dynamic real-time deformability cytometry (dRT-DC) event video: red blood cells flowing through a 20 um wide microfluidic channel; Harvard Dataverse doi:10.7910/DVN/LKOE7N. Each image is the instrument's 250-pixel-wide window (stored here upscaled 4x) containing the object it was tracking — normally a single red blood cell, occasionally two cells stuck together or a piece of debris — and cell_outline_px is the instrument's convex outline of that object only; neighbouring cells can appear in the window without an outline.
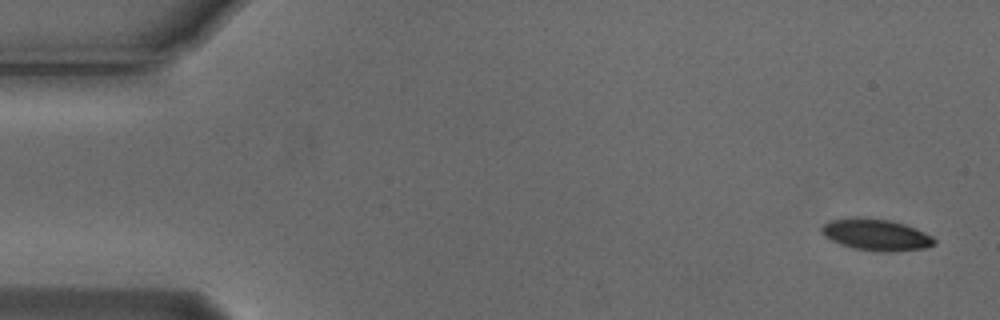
{"species": "Egyptian fruit bat (a non-hibernating species)", "species_latin": "Rousettus aegyptiacus", "temperature_condition": "cold", "stored_images_in_passage": 7, "camera_frame_rate_fps": 3000, "um_per_image_px": 0.085, "animal": {"sex": "male"}, "frame": {"image": 1, "passage_image": 1, "time_ms": 0.0, "image_size_px": [1000, 320], "cell_outline_px": [[936, 244], [924, 248], [892, 252], [884, 252], [856, 248], [840, 244], [824, 236], [820, 232], [820, 228], [828, 220], [856, 216], [892, 220], [916, 228], [932, 236], [936, 240]], "centroid_in_image_um": [74.45, 19.93], "position_along_channel_um": 10.5, "area_um2": 20.92}}
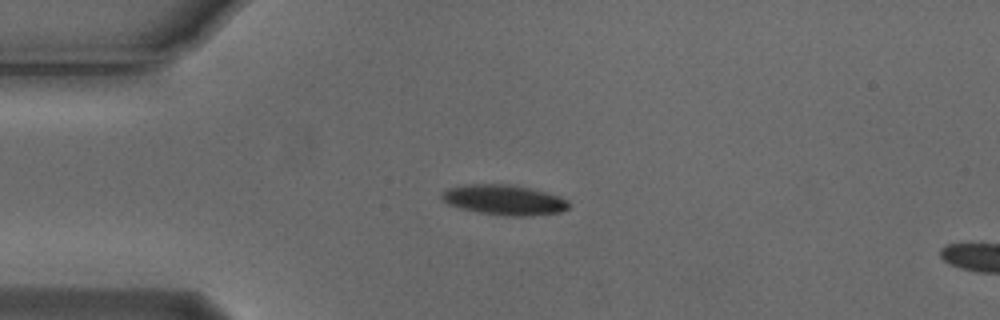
{"frame": {"image": 2, "passage_image": 4, "time_ms": 1.0, "image_size_px": [1000, 320], "cell_outline_px": [[568, 208], [560, 212], [532, 216], [504, 216], [476, 212], [460, 208], [448, 204], [440, 200], [440, 192], [448, 188], [468, 184], [508, 184], [528, 188], [560, 196], [568, 200]], "centroid_in_image_um": [42.8, 17.0], "position_along_channel_um": 42.2, "area_um2": 22.48}}
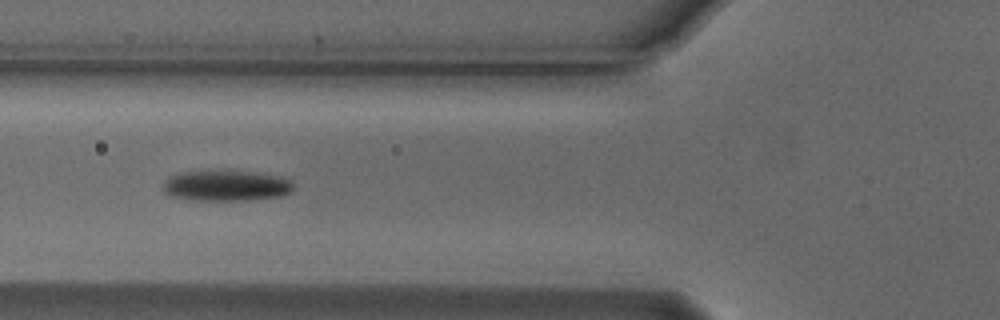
{"frame": {"image": 3, "passage_image": 6, "time_ms": 1.667, "image_size_px": [1000, 320], "cell_outline_px": [[292, 192], [280, 196], [248, 200], [196, 200], [172, 196], [164, 192], [164, 180], [168, 176], [180, 172], [256, 172], [280, 176], [288, 180], [292, 184]], "centroid_in_image_um": [19.22, 15.79], "position_along_channel_um": 106.6, "area_um2": 22.89}}